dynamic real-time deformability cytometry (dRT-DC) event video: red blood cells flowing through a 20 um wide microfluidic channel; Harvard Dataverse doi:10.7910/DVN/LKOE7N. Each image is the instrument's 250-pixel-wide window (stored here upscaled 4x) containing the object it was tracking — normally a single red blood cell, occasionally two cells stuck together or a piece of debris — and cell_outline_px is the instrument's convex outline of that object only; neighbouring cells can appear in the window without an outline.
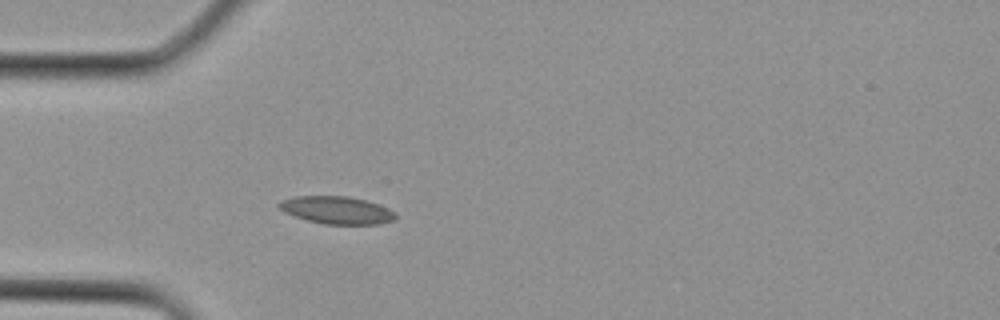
{"species": "Egyptian fruit bat (a non-hibernating species)", "species_latin": "Rousettus aegyptiacus", "temperature_condition": "cold", "stored_images_in_passage": 1, "camera_frame_rate_fps": 3000, "um_per_image_px": 0.085, "animal": {"sex": "female"}, "frame": {"image": 1, "passage_image": 1, "time_ms": 0.0, "image_size_px": [1000, 320], "cell_outline_px": [[396, 216], [392, 220], [380, 224], [324, 224], [308, 220], [284, 212], [276, 204], [280, 200], [296, 196], [348, 196], [364, 200], [388, 208], [396, 212]], "centroid_in_image_um": [28.6, 17.85], "position_along_channel_um": 56.4, "area_um2": 18.55}}